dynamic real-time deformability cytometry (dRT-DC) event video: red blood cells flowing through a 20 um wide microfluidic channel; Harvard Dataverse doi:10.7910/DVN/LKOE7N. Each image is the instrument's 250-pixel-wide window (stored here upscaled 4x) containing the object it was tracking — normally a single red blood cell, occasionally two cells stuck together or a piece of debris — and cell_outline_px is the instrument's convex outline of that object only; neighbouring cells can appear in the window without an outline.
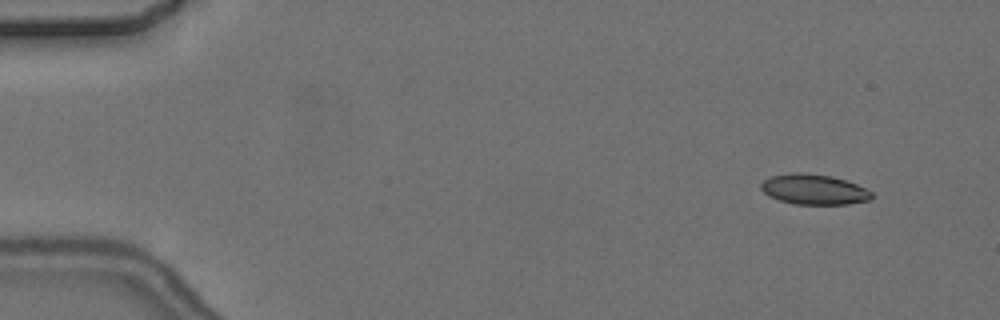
{"species": "common noctule bat (a hibernating species)", "species_latin": "Nyctalus noctula", "temperature_condition": "cold", "stored_images_in_passage": 5, "camera_frame_rate_fps": 3000, "um_per_image_px": 0.085, "animal": {"sex": "female", "body_mass_g": 24.6, "forearm_length_mm": 56.2}, "frame": {"image": 1, "passage_image": 1, "time_ms": 0.0, "image_size_px": [1000, 320], "cell_outline_px": [[872, 200], [848, 204], [796, 204], [780, 200], [768, 196], [760, 188], [760, 184], [764, 180], [772, 176], [796, 172], [800, 172], [832, 176], [856, 184], [872, 192]], "centroid_in_image_um": [69.18, 16.1], "position_along_channel_um": 15.8, "area_um2": 19.42}}
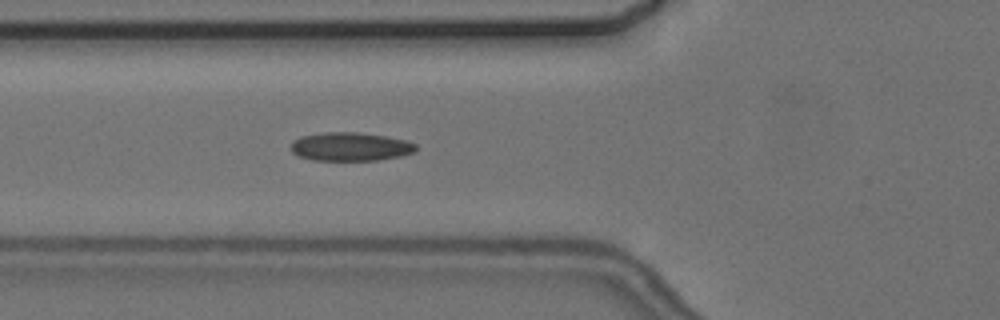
{"frame": {"image": 2, "passage_image": 5, "time_ms": 5.333, "image_size_px": [1000, 320], "cell_outline_px": [[416, 148], [412, 152], [400, 156], [380, 160], [312, 160], [296, 156], [292, 152], [292, 140], [300, 136], [324, 132], [356, 132], [384, 136], [404, 140], [416, 144]], "centroid_in_image_um": [29.72, 12.47], "position_along_channel_um": 96.1, "area_um2": 20.75}}